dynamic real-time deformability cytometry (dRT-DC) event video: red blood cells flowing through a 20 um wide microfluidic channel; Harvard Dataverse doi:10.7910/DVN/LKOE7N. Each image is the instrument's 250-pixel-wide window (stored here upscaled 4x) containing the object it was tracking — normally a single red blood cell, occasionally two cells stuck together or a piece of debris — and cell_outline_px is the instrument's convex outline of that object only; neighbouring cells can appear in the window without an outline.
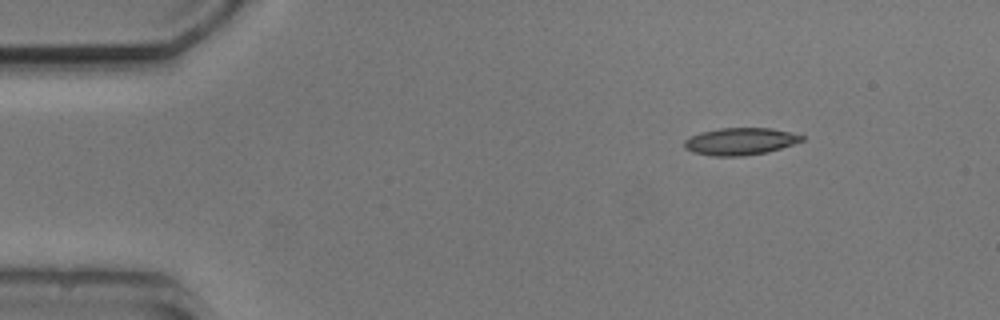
{"species": "common noctule bat (a hibernating species)", "species_latin": "Nyctalus noctula", "temperature_condition": "cold", "stored_images_in_passage": 3, "camera_frame_rate_fps": 3000, "um_per_image_px": 0.085, "animal": {"sex": "male", "body_mass_g": 20.5, "forearm_length_mm": 52.5}, "frame": {"image": 1, "passage_image": 1, "time_ms": 0.0, "image_size_px": [1000, 320], "cell_outline_px": [[804, 140], [768, 152], [744, 156], [712, 156], [692, 152], [684, 148], [684, 140], [700, 132], [720, 128], [772, 128], [804, 136]], "centroid_in_image_um": [62.89, 12.02], "position_along_channel_um": 22.1, "area_um2": 18.55}}